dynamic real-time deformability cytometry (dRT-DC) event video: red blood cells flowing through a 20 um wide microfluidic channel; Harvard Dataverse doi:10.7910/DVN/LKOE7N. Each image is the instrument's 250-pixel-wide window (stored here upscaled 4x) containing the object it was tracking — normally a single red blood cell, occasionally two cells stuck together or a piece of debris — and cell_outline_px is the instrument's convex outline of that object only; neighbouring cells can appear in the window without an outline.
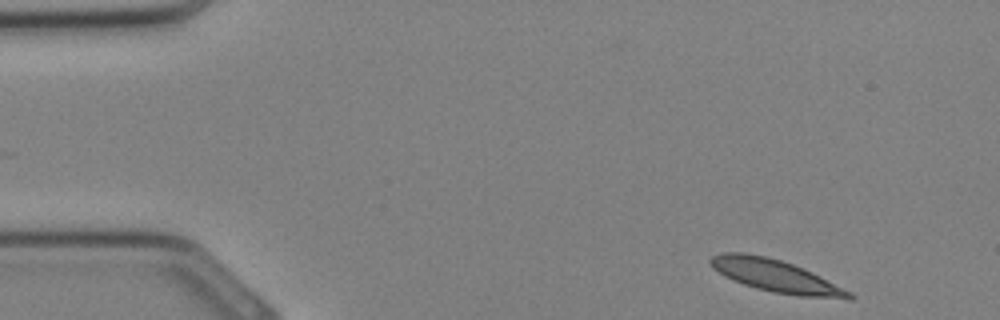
{"species": "Egyptian fruit bat (a non-hibernating species)", "species_latin": "Rousettus aegyptiacus", "temperature_condition": "cold", "stored_images_in_passage": 18, "camera_frame_rate_fps": 3000, "um_per_image_px": 0.085, "animal": {"sex": "female"}, "frame": {"image": 1, "passage_image": 1, "time_ms": 0.0, "image_size_px": [1000, 320], "cell_outline_px": [[856, 296], [852, 300], [848, 300], [800, 296], [772, 292], [756, 288], [732, 280], [724, 276], [712, 268], [708, 260], [712, 256], [720, 252], [744, 252], [764, 256], [780, 260], [804, 268], [852, 292]], "centroid_in_image_um": [65.96, 23.47], "position_along_channel_um": 19.0, "area_um2": 26.41}}
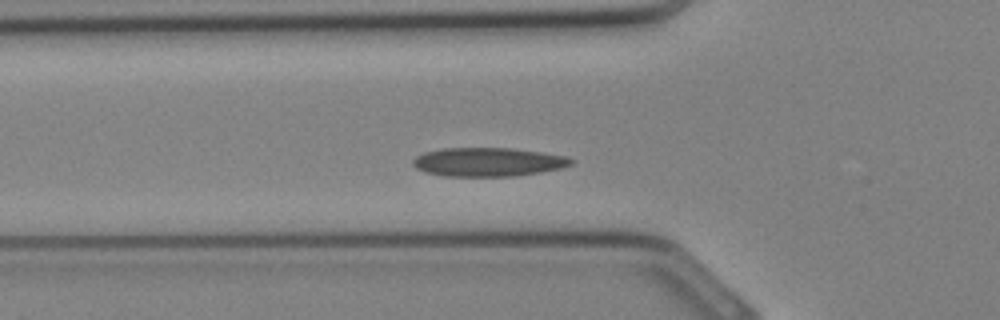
{"frame": {"image": 2, "passage_image": 9, "time_ms": 2.667, "image_size_px": [1000, 320], "cell_outline_px": [[576, 160], [572, 164], [560, 168], [540, 172], [512, 176], [444, 176], [424, 172], [416, 168], [412, 164], [412, 160], [416, 156], [424, 152], [444, 148], [512, 148], [568, 156]], "centroid_in_image_um": [41.48, 13.76], "position_along_channel_um": 84.3, "area_um2": 26.59}}
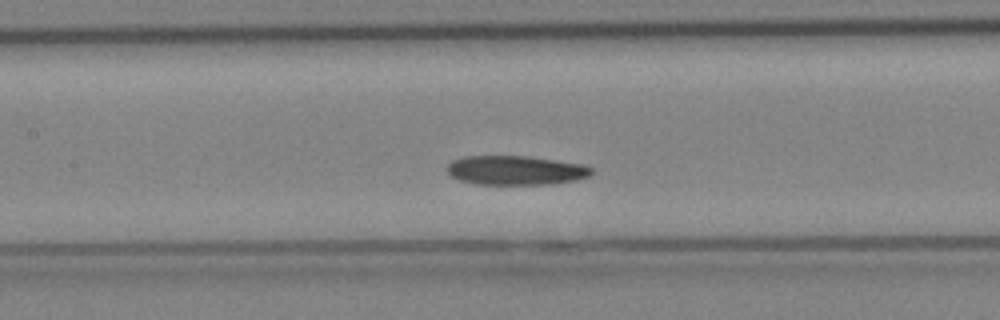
{"frame": {"image": 3, "passage_image": 13, "time_ms": 4.0, "image_size_px": [1000, 320], "cell_outline_px": [[596, 172], [588, 176], [576, 180], [552, 184], [476, 184], [460, 180], [452, 176], [448, 172], [448, 164], [452, 160], [464, 156], [528, 156], [584, 164], [592, 168]], "centroid_in_image_um": [43.87, 14.47], "position_along_channel_um": 163.5, "area_um2": 24.68}}